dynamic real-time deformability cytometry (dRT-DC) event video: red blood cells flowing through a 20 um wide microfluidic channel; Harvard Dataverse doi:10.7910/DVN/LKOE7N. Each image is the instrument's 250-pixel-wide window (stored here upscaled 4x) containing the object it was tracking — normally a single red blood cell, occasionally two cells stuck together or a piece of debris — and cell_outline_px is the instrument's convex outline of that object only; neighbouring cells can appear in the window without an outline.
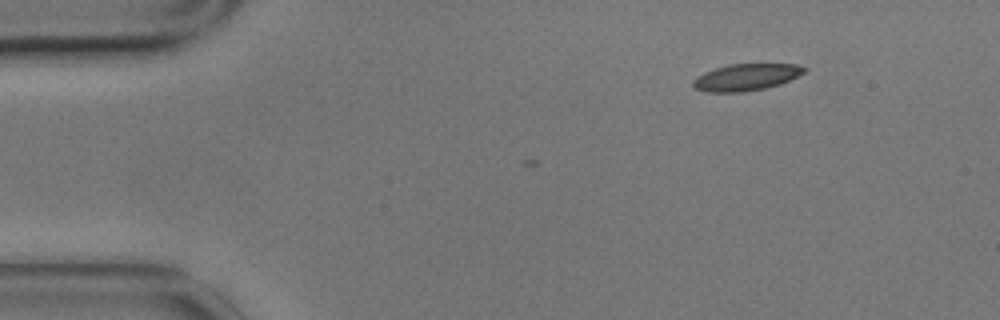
{"species": "common noctule bat (a hibernating species)", "species_latin": "Nyctalus noctula", "temperature_condition": "cold", "stored_images_in_passage": 2, "camera_frame_rate_fps": 3000, "um_per_image_px": 0.085, "animal": {"sex": "male", "body_mass_g": 17.9}, "frame": {"image": 1, "passage_image": 2, "time_ms": 0.333, "image_size_px": [1000, 320], "cell_outline_px": [[808, 68], [804, 72], [780, 84], [764, 88], [744, 92], [708, 92], [696, 88], [692, 84], [692, 80], [696, 76], [704, 72], [728, 64], [796, 64]], "centroid_in_image_um": [63.39, 6.56], "position_along_channel_um": 21.6, "area_um2": 17.22}}